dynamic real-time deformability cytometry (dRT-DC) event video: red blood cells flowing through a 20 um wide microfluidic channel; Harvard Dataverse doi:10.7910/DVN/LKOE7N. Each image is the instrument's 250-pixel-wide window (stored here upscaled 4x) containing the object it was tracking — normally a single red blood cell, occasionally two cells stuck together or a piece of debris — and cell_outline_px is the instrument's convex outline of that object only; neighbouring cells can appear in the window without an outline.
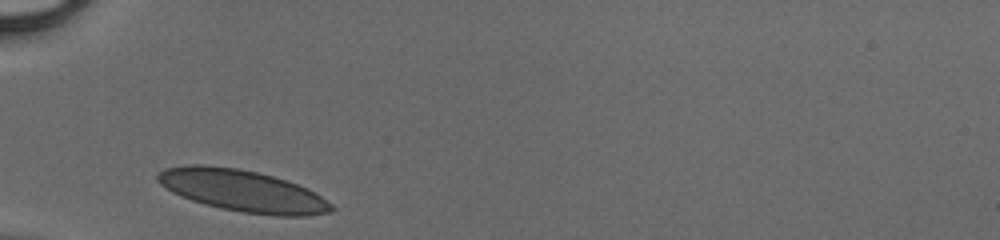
{"species": "human", "species_latin": "Homo sapiens", "temperature_condition": "cold", "stored_images_in_passage": 25, "camera_frame_rate_fps": 3000, "um_per_image_px": 0.085, "donor": {"sex": "male"}, "frame": {"image": 1, "passage_image": 1, "time_ms": 0.0, "image_size_px": [1000, 240], "cell_outline_px": [[336, 208], [328, 212], [308, 216], [276, 216], [244, 212], [220, 208], [204, 204], [180, 196], [172, 192], [160, 184], [156, 180], [156, 176], [164, 168], [184, 164], [204, 164], [236, 168], [256, 172], [288, 180], [308, 188], [332, 204]], "centroid_in_image_um": [20.59, 16.21], "position_along_channel_um": 64.4, "area_um2": 42.37}}
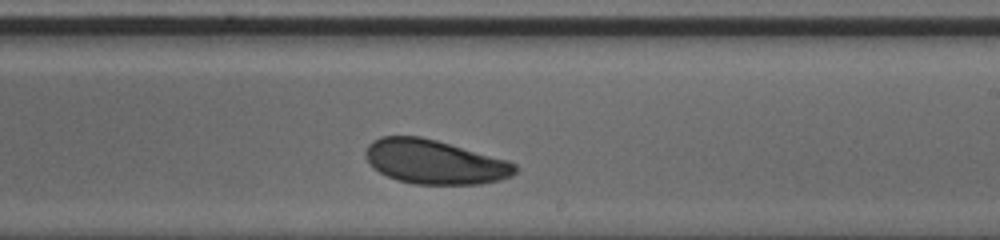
{"frame": {"image": 2, "passage_image": 15, "time_ms": 4.667, "image_size_px": [1000, 240], "cell_outline_px": [[516, 172], [512, 176], [500, 180], [480, 184], [416, 184], [396, 180], [380, 172], [368, 160], [364, 152], [368, 144], [372, 140], [380, 136], [420, 136], [436, 140], [508, 160], [516, 164]], "centroid_in_image_um": [36.95, 13.76], "position_along_channel_um": 252.1, "area_um2": 38.38}}
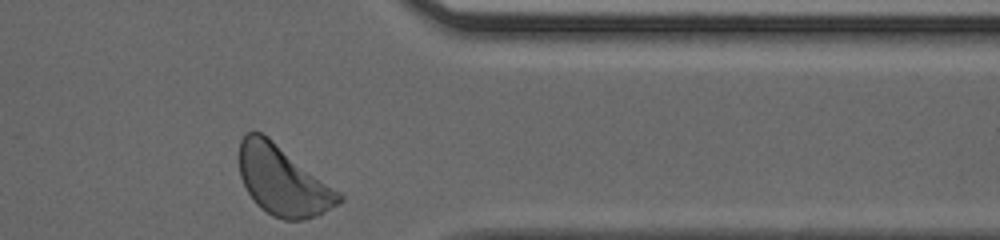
{"frame": {"image": 3, "passage_image": 25, "time_ms": 8.0, "image_size_px": [1000, 240], "cell_outline_px": [[344, 200], [316, 216], [300, 220], [284, 220], [272, 216], [260, 208], [256, 204], [248, 192], [240, 176], [240, 140], [244, 132], [252, 128], [268, 136], [340, 192], [344, 196]], "centroid_in_image_um": [24.02, 15.33], "position_along_channel_um": 387.4, "area_um2": 40.4}}